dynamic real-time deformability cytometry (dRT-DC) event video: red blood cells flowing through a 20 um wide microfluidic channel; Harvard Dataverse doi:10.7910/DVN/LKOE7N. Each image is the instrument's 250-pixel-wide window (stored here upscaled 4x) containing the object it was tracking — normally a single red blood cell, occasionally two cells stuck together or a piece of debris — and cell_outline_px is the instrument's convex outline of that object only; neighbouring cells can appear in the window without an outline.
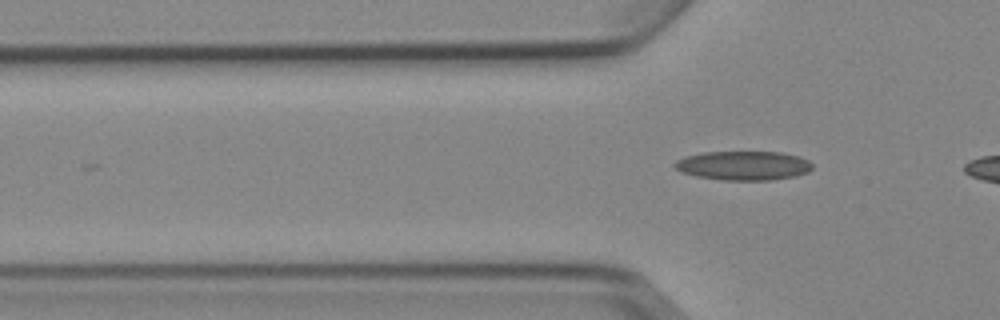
{"species": "Egyptian fruit bat (a non-hibernating species)", "species_latin": "Rousettus aegyptiacus", "temperature_condition": "cold", "stored_images_in_passage": 4, "camera_frame_rate_fps": 3000, "um_per_image_px": 0.085, "animal": {"sex": "female"}, "frame": {"image": 1, "passage_image": 4, "time_ms": 3.333, "image_size_px": [1000, 320], "cell_outline_px": [[812, 168], [808, 172], [796, 176], [772, 180], [724, 180], [696, 176], [684, 172], [676, 168], [672, 164], [676, 160], [684, 156], [704, 152], [780, 152], [800, 156], [808, 160], [812, 164]], "centroid_in_image_um": [63.21, 14.07], "position_along_channel_um": 62.6, "area_um2": 23.41}}